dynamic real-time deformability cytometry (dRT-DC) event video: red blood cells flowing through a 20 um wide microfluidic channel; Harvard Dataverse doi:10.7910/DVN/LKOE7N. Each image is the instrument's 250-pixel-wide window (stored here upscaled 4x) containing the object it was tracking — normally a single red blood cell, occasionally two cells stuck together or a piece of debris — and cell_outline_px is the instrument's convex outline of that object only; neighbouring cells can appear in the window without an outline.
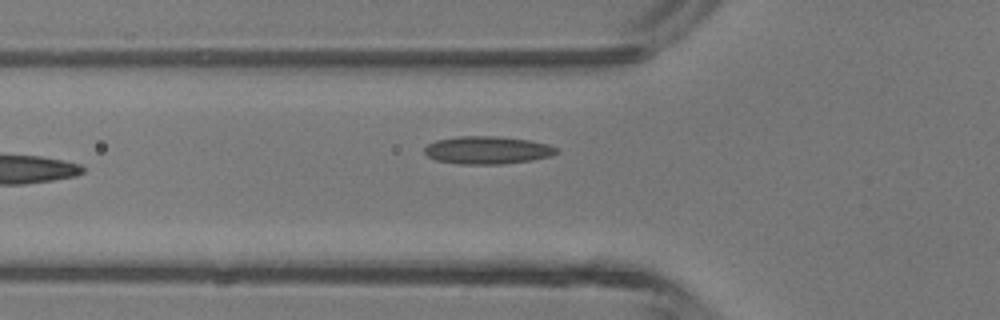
{"species": "common noctule bat (a hibernating species)", "species_latin": "Nyctalus noctula", "temperature_condition": "room temperature", "stored_images_in_passage": 5, "camera_frame_rate_fps": 3000, "um_per_image_px": 0.085, "animal": {"sex": "male", "body_mass_g": 13.3}, "frame": {"image": 1, "passage_image": 5, "time_ms": 4.667, "image_size_px": [1000, 320], "cell_outline_px": [[560, 152], [552, 156], [532, 160], [500, 164], [460, 164], [436, 160], [428, 156], [424, 152], [424, 148], [428, 144], [436, 140], [460, 136], [500, 136], [532, 140], [548, 144], [560, 148]], "centroid_in_image_um": [41.49, 12.75], "position_along_channel_um": 84.3, "area_um2": 21.62}}